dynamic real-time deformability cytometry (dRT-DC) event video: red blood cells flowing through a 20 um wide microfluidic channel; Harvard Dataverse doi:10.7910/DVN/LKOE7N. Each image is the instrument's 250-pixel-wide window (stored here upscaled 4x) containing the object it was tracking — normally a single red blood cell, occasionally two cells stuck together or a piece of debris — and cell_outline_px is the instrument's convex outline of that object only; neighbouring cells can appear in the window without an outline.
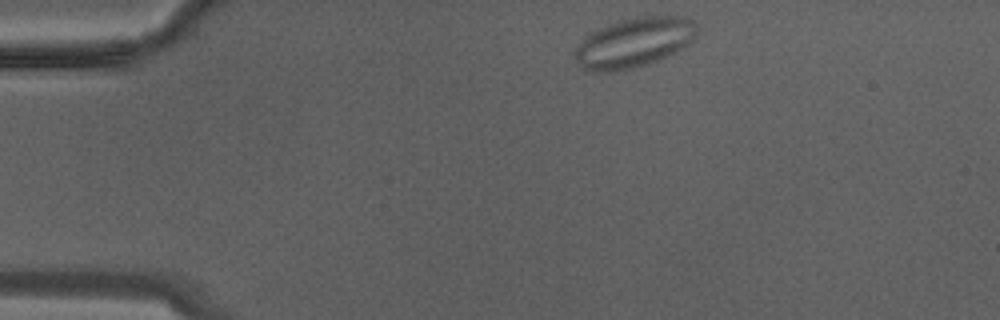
{"species": "Egyptian fruit bat (a non-hibernating species)", "species_latin": "Rousettus aegyptiacus", "temperature_condition": "warm", "stored_images_in_passage": 16, "camera_frame_rate_fps": 3000, "um_per_image_px": 0.085, "animal": {"sex": "male"}, "frame": {"image": 1, "passage_image": 1, "time_ms": 0.0, "image_size_px": [1000, 320], "cell_outline_px": [[696, 32], [692, 40], [688, 44], [676, 52], [668, 56], [648, 64], [632, 68], [608, 72], [588, 72], [580, 68], [572, 52], [592, 32], [616, 20], [636, 16], [684, 16], [692, 20], [696, 24]], "centroid_in_image_um": [53.87, 3.62], "position_along_channel_um": 31.1, "area_um2": 35.49}}
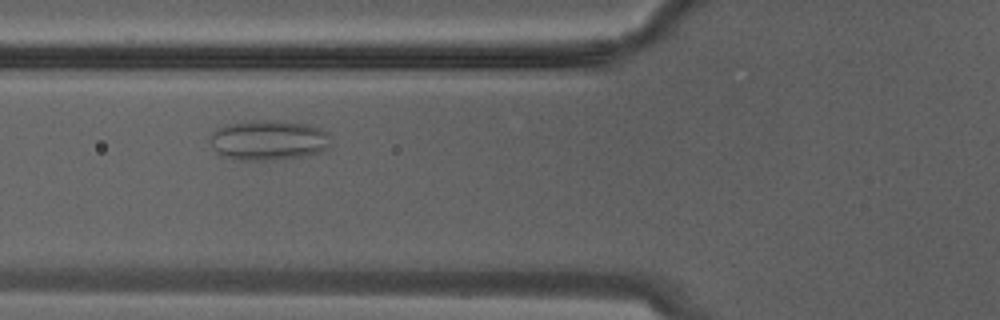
{"frame": {"image": 2, "passage_image": 7, "time_ms": 2.0, "image_size_px": [1000, 320], "cell_outline_px": [[328, 148], [320, 152], [300, 156], [272, 160], [240, 160], [220, 156], [212, 148], [208, 140], [212, 132], [216, 128], [224, 124], [248, 120], [276, 120], [308, 124], [328, 132]], "centroid_in_image_um": [22.73, 11.9], "position_along_channel_um": 103.1, "area_um2": 28.55}}